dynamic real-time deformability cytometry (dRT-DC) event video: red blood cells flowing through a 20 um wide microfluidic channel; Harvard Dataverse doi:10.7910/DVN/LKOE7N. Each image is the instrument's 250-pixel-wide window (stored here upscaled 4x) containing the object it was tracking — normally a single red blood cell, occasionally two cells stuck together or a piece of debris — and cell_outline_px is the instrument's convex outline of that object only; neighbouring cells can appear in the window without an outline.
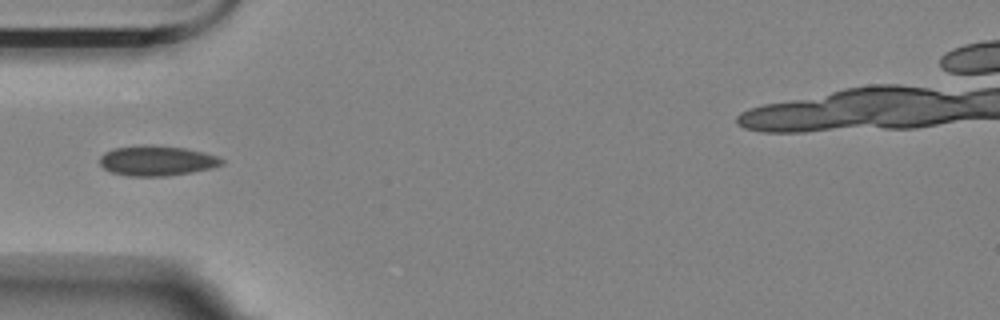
{"species": "Egyptian fruit bat (a non-hibernating species)", "species_latin": "Rousettus aegyptiacus", "temperature_condition": "room temperature", "stored_images_in_passage": 41, "camera_frame_rate_fps": 3000, "um_per_image_px": 0.085, "animal": {"sex": "female"}, "frame": {"image": 1, "passage_image": 1, "time_ms": 0.0, "image_size_px": [1000, 320], "cell_outline_px": [[224, 164], [212, 168], [192, 172], [168, 176], [128, 176], [112, 172], [104, 168], [100, 164], [100, 156], [104, 152], [116, 148], [184, 148], [204, 152], [216, 156], [224, 160]], "centroid_in_image_um": [13.37, 13.72], "position_along_channel_um": 71.6, "area_um2": 20.4}}
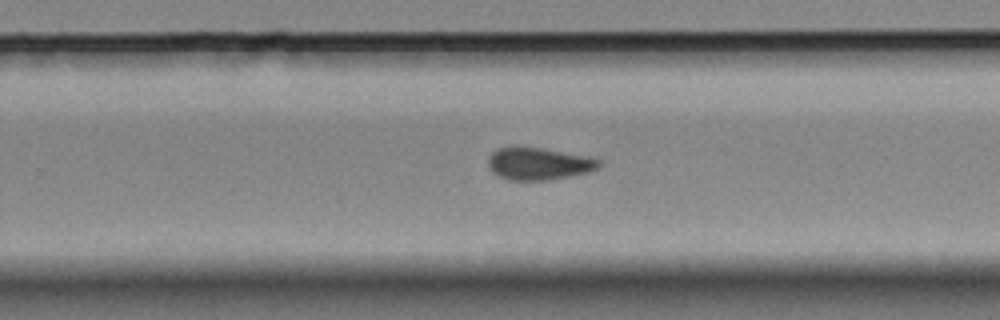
{"frame": {"image": 2, "passage_image": 19, "time_ms": 6.0, "image_size_px": [1000, 320], "cell_outline_px": [[600, 168], [588, 172], [572, 176], [548, 180], [508, 180], [492, 172], [488, 164], [488, 160], [492, 152], [500, 148], [540, 148], [588, 156], [600, 160]], "centroid_in_image_um": [45.83, 13.94], "position_along_channel_um": 284.0, "area_um2": 20.58}}
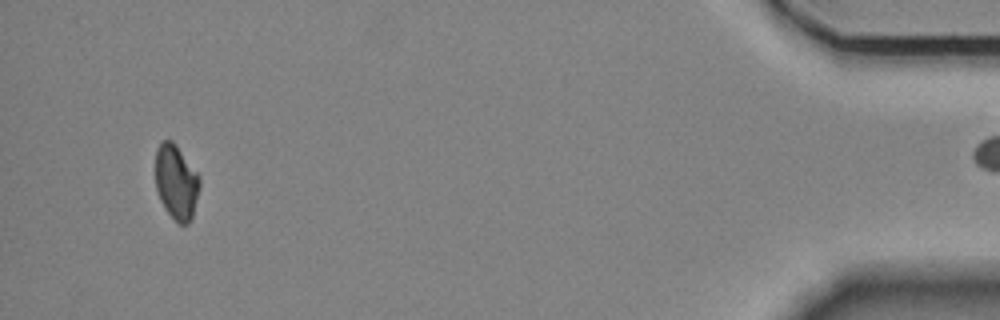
{"frame": {"image": 3, "passage_image": 37, "time_ms": 12.0, "image_size_px": [1000, 320], "cell_outline_px": [[200, 184], [192, 216], [188, 224], [180, 224], [164, 208], [160, 200], [156, 188], [156, 148], [164, 140], [172, 140], [176, 144], [200, 176]], "centroid_in_image_um": [14.98, 15.45], "position_along_channel_um": 420.2, "area_um2": 19.07}}